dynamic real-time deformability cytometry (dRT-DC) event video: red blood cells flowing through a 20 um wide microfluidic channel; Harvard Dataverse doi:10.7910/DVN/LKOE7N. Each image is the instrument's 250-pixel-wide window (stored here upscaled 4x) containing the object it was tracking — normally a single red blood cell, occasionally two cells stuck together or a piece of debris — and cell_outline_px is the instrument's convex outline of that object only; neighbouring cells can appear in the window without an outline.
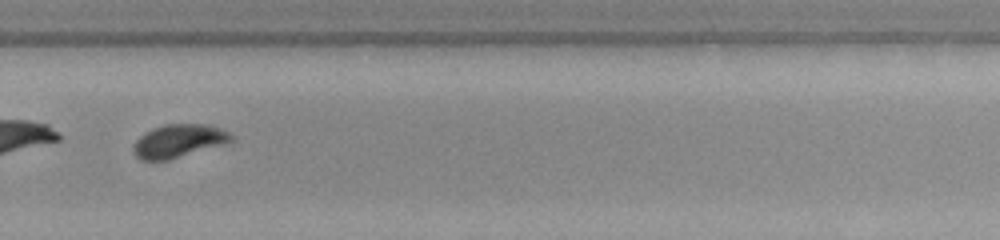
{"species": "common noctule bat (a hibernating species)", "species_latin": "Nyctalus noctula", "temperature_condition": "warm", "stored_images_in_passage": 34, "camera_frame_rate_fps": 3000, "um_per_image_px": 0.085, "animal": {"sex": "female", "body_mass_g": 22.0, "forearm_length_mm": 56.7}, "frame": {"image": 1, "passage_image": 20, "time_ms": 6.333, "image_size_px": [1000, 240], "cell_outline_px": [[232, 140], [224, 144], [168, 160], [140, 160], [136, 156], [132, 148], [136, 140], [144, 132], [152, 128], [168, 124], [208, 124], [220, 128], [228, 132], [232, 136]], "centroid_in_image_um": [15.16, 11.98], "position_along_channel_um": 314.6, "area_um2": 18.79}}